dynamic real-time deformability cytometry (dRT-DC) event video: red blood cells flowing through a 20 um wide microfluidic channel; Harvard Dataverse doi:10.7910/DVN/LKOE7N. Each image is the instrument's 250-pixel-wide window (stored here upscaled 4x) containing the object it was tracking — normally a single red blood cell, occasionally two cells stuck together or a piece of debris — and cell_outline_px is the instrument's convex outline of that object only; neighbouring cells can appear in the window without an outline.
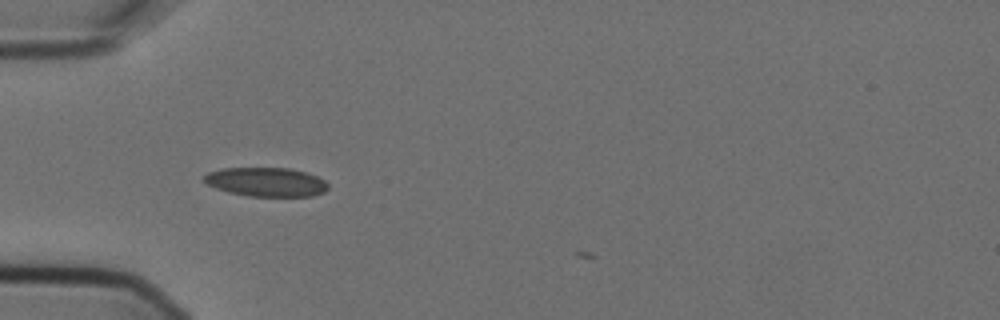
{"species": "Egyptian fruit bat (a non-hibernating species)", "species_latin": "Rousettus aegyptiacus", "temperature_condition": "cold", "stored_images_in_passage": 3, "camera_frame_rate_fps": 3000, "um_per_image_px": 0.085, "animal": {"sex": "female"}, "frame": {"image": 1, "passage_image": 2, "time_ms": 0.333, "image_size_px": [1000, 320], "cell_outline_px": [[328, 188], [324, 192], [312, 196], [248, 196], [228, 192], [216, 188], [208, 184], [204, 180], [204, 176], [208, 172], [224, 168], [288, 168], [308, 172], [324, 180], [328, 184]], "centroid_in_image_um": [22.65, 15.47], "position_along_channel_um": 62.4, "area_um2": 20.92}}